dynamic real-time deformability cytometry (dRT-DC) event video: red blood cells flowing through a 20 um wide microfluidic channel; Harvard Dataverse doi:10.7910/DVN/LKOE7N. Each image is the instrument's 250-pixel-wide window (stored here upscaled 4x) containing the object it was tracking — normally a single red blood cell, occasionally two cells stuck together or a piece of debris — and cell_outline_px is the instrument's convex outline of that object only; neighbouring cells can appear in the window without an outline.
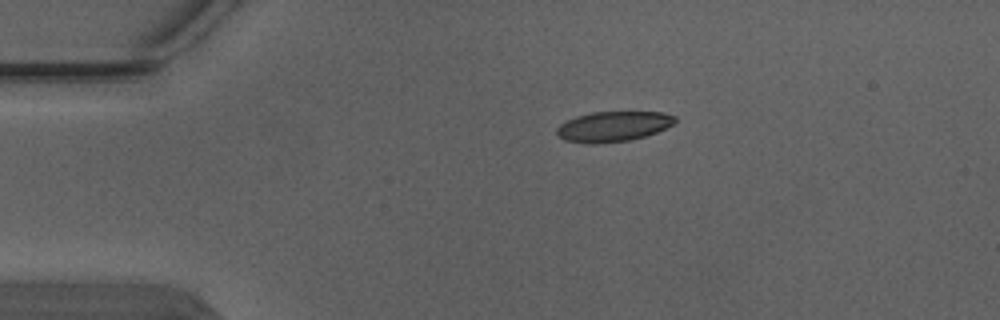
{"species": "Egyptian fruit bat (a non-hibernating species)", "species_latin": "Rousettus aegyptiacus", "temperature_condition": "warm", "stored_images_in_passage": 6, "camera_frame_rate_fps": 3000, "um_per_image_px": 0.085, "animal": {"sex": "male"}, "frame": {"image": 1, "passage_image": 6, "time_ms": 1.667, "image_size_px": [1000, 320], "cell_outline_px": [[676, 120], [672, 124], [656, 132], [644, 136], [628, 140], [596, 144], [588, 144], [564, 140], [556, 132], [556, 128], [560, 124], [576, 116], [592, 112], [664, 112], [676, 116]], "centroid_in_image_um": [52.1, 10.74], "position_along_channel_um": 32.9, "area_um2": 20.69}}